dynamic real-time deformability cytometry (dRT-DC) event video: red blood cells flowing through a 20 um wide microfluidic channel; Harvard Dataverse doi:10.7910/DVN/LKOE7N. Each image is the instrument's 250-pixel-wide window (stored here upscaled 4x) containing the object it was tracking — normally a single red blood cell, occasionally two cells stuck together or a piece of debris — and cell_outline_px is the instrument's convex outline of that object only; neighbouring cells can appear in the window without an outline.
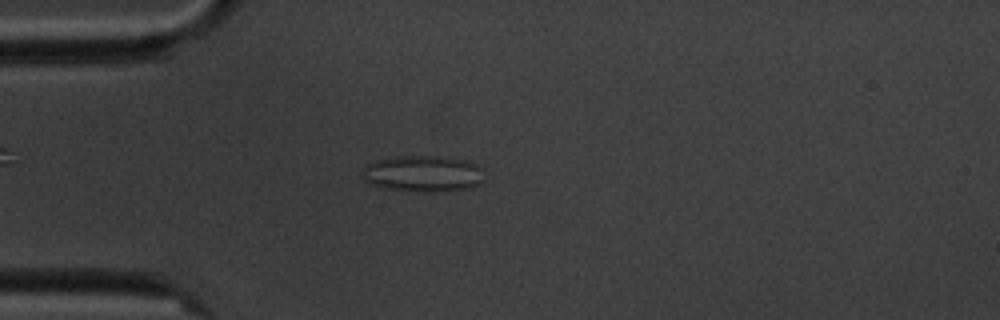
{"species": "common noctule bat (a hibernating species)", "species_latin": "Nyctalus noctula", "temperature_condition": "cold", "stored_images_in_passage": 12, "camera_frame_rate_fps": 3000, "um_per_image_px": 0.085, "animal": {"sex": "male", "body_mass_g": 20.1, "forearm_length_mm": 53.5}, "frame": {"image": 1, "passage_image": 3, "time_ms": 3.333, "image_size_px": [1000, 320], "cell_outline_px": [[484, 180], [480, 184], [472, 188], [432, 192], [424, 192], [384, 188], [372, 184], [364, 180], [364, 168], [368, 164], [376, 160], [396, 156], [444, 156], [468, 160], [476, 164], [480, 168]], "centroid_in_image_um": [36.0, 14.76], "position_along_channel_um": 49.0, "area_um2": 25.89}}
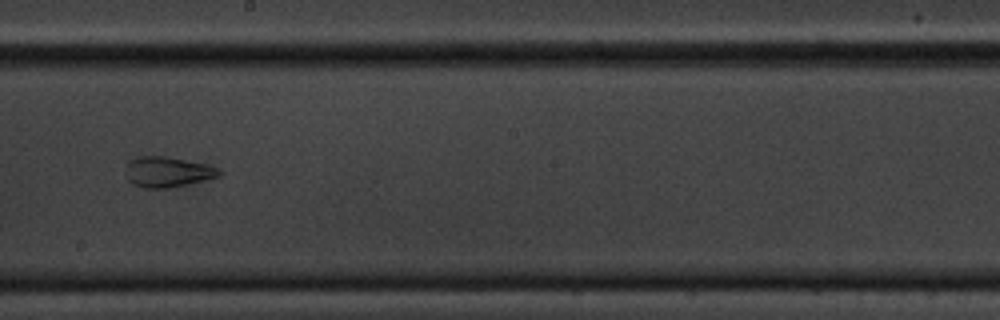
{"frame": {"image": 2, "passage_image": 8, "time_ms": 9.0, "image_size_px": [1000, 320], "cell_outline_px": [[224, 172], [220, 176], [204, 180], [168, 188], [144, 188], [132, 184], [128, 180], [128, 160], [136, 156], [164, 156], [208, 164]], "centroid_in_image_um": [14.26, 14.61], "position_along_channel_um": 233.9, "area_um2": 16.47}}
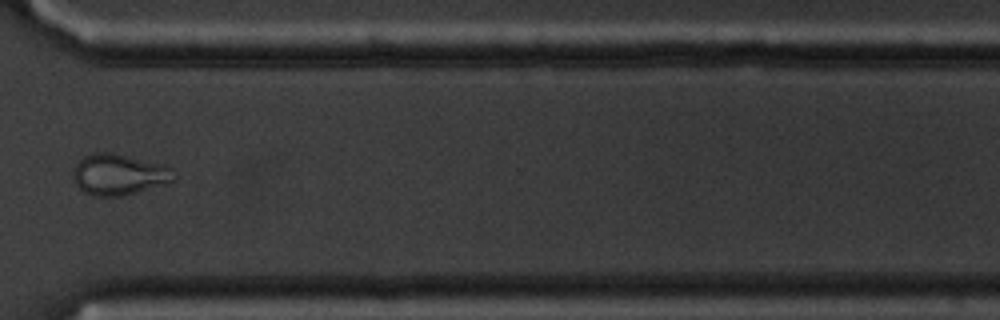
{"frame": {"image": 3, "passage_image": 11, "time_ms": 12.667, "image_size_px": [1000, 320], "cell_outline_px": [[172, 180], [136, 192], [120, 196], [92, 196], [84, 192], [76, 184], [72, 176], [72, 172], [76, 164], [84, 156], [96, 152], [112, 152], [160, 164], [172, 168]], "centroid_in_image_um": [10.01, 14.82], "position_along_channel_um": 360.6, "area_um2": 23.52}}